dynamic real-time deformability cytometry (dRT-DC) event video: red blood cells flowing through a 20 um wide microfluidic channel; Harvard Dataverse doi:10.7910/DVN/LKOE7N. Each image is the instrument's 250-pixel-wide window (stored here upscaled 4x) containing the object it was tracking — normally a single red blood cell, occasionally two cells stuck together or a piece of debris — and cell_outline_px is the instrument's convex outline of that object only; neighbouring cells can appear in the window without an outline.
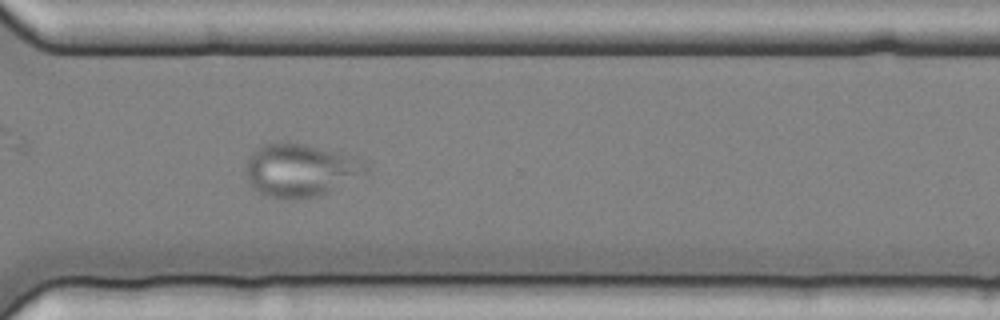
{"species": "common noctule bat (a hibernating species)", "species_latin": "Nyctalus noctula", "temperature_condition": "cold", "stored_images_in_passage": 58, "camera_frame_rate_fps": 3000, "um_per_image_px": 0.085, "animal": {"sex": "female", "body_mass_g": 25.1}, "frame": {"image": 1, "passage_image": 44, "time_ms": 14.333, "image_size_px": [1000, 320], "cell_outline_px": [[372, 172], [328, 192], [316, 196], [292, 200], [268, 196], [252, 188], [248, 180], [248, 156], [256, 148], [264, 144], [280, 140], [304, 144], [352, 156], [364, 160], [368, 164]], "centroid_in_image_um": [25.58, 14.45], "position_along_channel_um": 345.0, "area_um2": 37.34}}
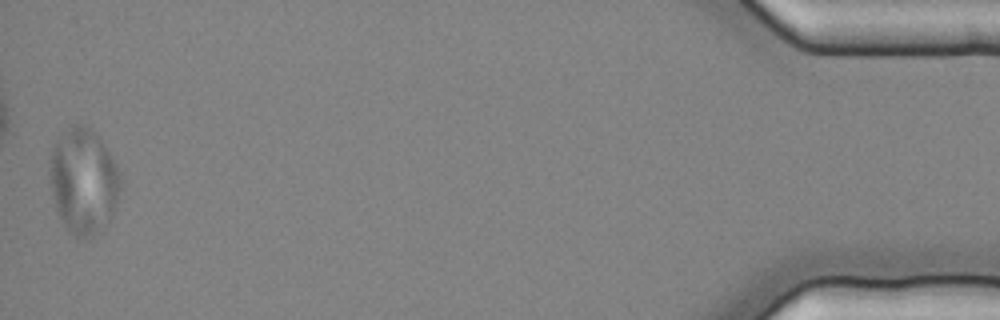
{"frame": {"image": 2, "passage_image": 58, "time_ms": 19.0, "image_size_px": [1000, 320], "cell_outline_px": [[120, 188], [112, 216], [104, 228], [100, 232], [84, 240], [72, 236], [68, 232], [56, 208], [52, 192], [48, 172], [48, 168], [52, 148], [72, 124], [84, 124], [92, 128], [100, 136], [112, 156], [120, 172]], "centroid_in_image_um": [7.1, 15.4], "position_along_channel_um": 428.1, "area_um2": 43.93}}